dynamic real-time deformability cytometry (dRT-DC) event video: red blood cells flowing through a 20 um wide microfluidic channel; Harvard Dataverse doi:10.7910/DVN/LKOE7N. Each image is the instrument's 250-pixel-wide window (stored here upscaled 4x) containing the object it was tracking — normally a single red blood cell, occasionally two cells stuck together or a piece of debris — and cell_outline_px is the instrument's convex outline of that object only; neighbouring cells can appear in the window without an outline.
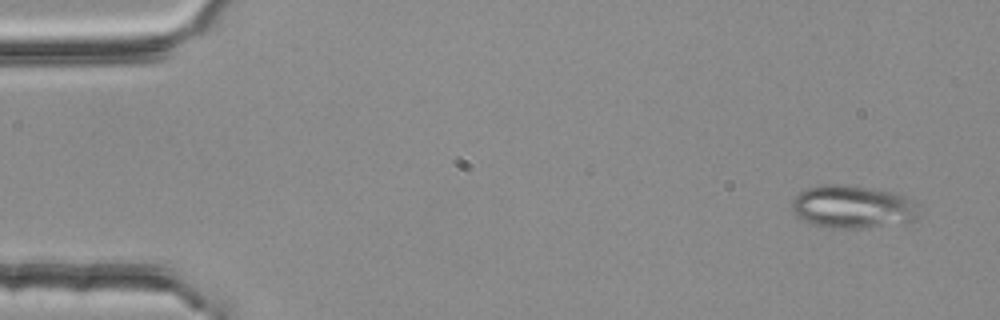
{"species": "common noctule bat (a hibernating species)", "species_latin": "Nyctalus noctula", "temperature_condition": "room temperature", "stored_images_in_passage": 4, "camera_frame_rate_fps": 3000, "um_per_image_px": 0.085, "animal": {"sex": "female", "body_mass_g": 25.1}, "frame": {"image": 1, "passage_image": 1, "time_ms": 0.0, "image_size_px": [1000, 320], "cell_outline_px": [[920, 216], [916, 220], [860, 228], [832, 228], [816, 224], [804, 220], [796, 216], [792, 212], [792, 200], [800, 192], [808, 188], [824, 184], [840, 184], [900, 192], [912, 200], [916, 204], [920, 212]], "centroid_in_image_um": [72.51, 17.56], "position_along_channel_um": 12.5, "area_um2": 31.79}}